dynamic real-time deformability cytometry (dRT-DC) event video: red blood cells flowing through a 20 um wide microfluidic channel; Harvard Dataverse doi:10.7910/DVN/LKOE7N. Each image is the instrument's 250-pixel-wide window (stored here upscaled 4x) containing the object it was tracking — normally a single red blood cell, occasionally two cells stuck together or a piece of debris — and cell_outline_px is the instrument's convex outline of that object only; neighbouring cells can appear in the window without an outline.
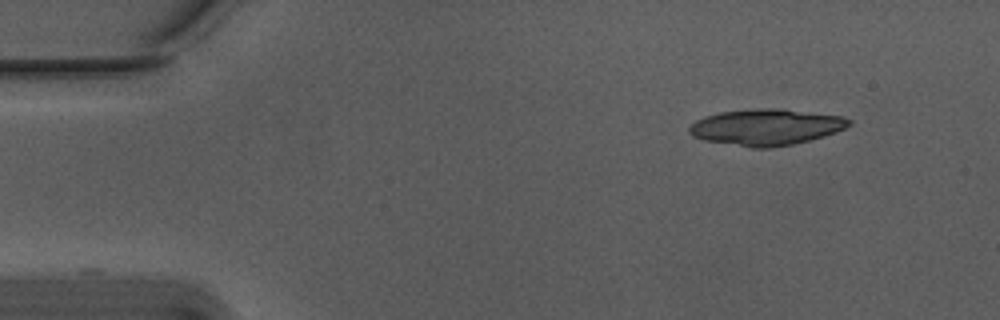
{"species": "Egyptian fruit bat (a non-hibernating species)", "species_latin": "Rousettus aegyptiacus", "temperature_condition": "warm", "stored_images_in_passage": 19, "camera_frame_rate_fps": 3000, "um_per_image_px": 0.085, "animal": {"sex": "male"}, "frame": {"image": 1, "passage_image": 1, "time_ms": 0.0, "image_size_px": [1000, 320], "cell_outline_px": [[852, 124], [836, 132], [824, 136], [792, 144], [768, 148], [752, 148], [704, 140], [692, 136], [688, 132], [688, 128], [696, 120], [704, 116], [720, 112], [760, 108], [780, 108], [844, 116], [852, 120]], "centroid_in_image_um": [65.13, 10.8], "position_along_channel_um": 19.9, "area_um2": 33.81}}
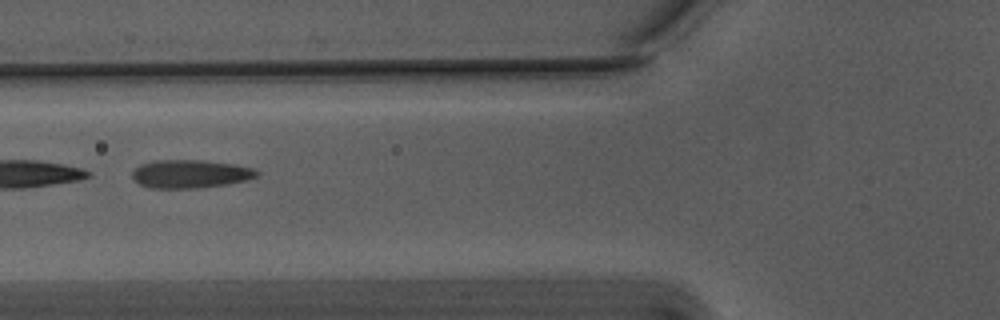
{"frame": {"image": 2, "passage_image": 16, "time_ms": 5.0, "image_size_px": [1000, 320], "cell_outline_px": [[260, 172], [256, 176], [248, 180], [228, 184], [196, 188], [148, 188], [132, 180], [132, 172], [140, 164], [152, 160], [204, 160], [232, 164], [252, 168]], "centroid_in_image_um": [16.14, 14.78], "position_along_channel_um": 109.7, "area_um2": 20.63}}